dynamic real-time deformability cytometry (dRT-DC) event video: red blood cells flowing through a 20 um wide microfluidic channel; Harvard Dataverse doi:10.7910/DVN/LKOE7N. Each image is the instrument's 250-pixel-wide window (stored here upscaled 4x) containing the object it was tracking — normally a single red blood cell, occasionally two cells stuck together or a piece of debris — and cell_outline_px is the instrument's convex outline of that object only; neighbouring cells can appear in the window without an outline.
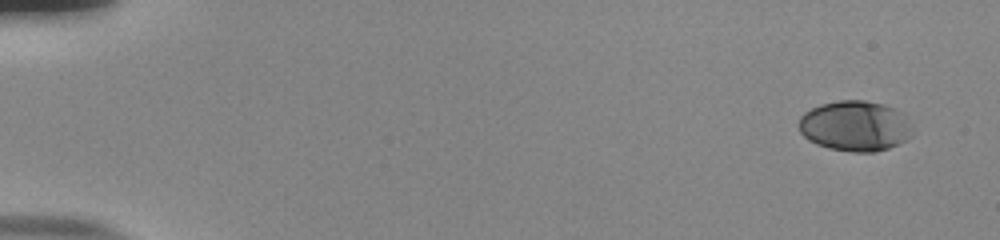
{"species": "human", "species_latin": "Homo sapiens", "temperature_condition": "room temperature", "stored_images_in_passage": 53, "camera_frame_rate_fps": 3000, "um_per_image_px": 0.085, "donor": {"sex": "male"}, "frame": {"image": 1, "passage_image": 1, "time_ms": 0.0, "image_size_px": [1000, 240], "cell_outline_px": [[912, 136], [888, 148], [876, 152], [852, 152], [828, 148], [816, 144], [808, 140], [800, 132], [796, 124], [800, 116], [804, 112], [820, 104], [840, 100], [864, 100], [884, 104], [896, 108], [912, 124]], "centroid_in_image_um": [72.65, 10.7], "position_along_channel_um": 12.3, "area_um2": 33.76}}
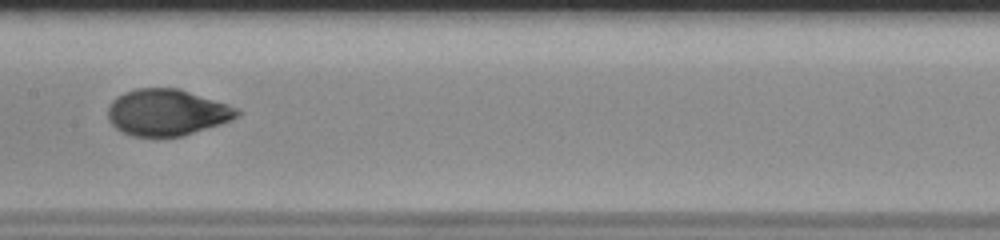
{"frame": {"image": 2, "passage_image": 28, "time_ms": 9.0, "image_size_px": [1000, 240], "cell_outline_px": [[240, 116], [232, 120], [184, 136], [132, 136], [120, 132], [108, 120], [108, 108], [112, 100], [116, 96], [124, 92], [136, 88], [180, 88], [228, 104], [236, 108], [240, 112]], "centroid_in_image_um": [14.18, 9.55], "position_along_channel_um": 193.2, "area_um2": 35.2}}
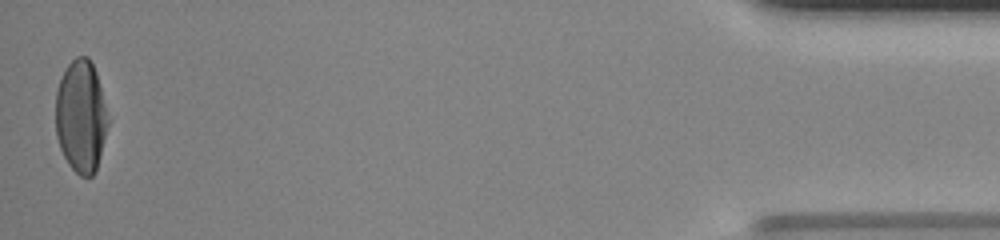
{"frame": {"image": 3, "passage_image": 53, "time_ms": 17.333, "image_size_px": [1000, 240], "cell_outline_px": [[112, 120], [96, 172], [92, 176], [80, 176], [68, 164], [60, 148], [56, 136], [56, 92], [60, 80], [68, 64], [76, 56], [88, 56], [96, 72]], "centroid_in_image_um": [6.94, 9.92], "position_along_channel_um": 428.3, "area_um2": 35.26}, "authors_computed_cell_mechanics": {"area_um2": 34.969, "velocity_mm_per_s": 3.7847, "shape_relaxation_time_tau1_ms": 5.5893, "shape_relaxation_time_tau2_ms": null, "deformation_change_tau1": 0.2235, "deformation_change_tau2": null}}